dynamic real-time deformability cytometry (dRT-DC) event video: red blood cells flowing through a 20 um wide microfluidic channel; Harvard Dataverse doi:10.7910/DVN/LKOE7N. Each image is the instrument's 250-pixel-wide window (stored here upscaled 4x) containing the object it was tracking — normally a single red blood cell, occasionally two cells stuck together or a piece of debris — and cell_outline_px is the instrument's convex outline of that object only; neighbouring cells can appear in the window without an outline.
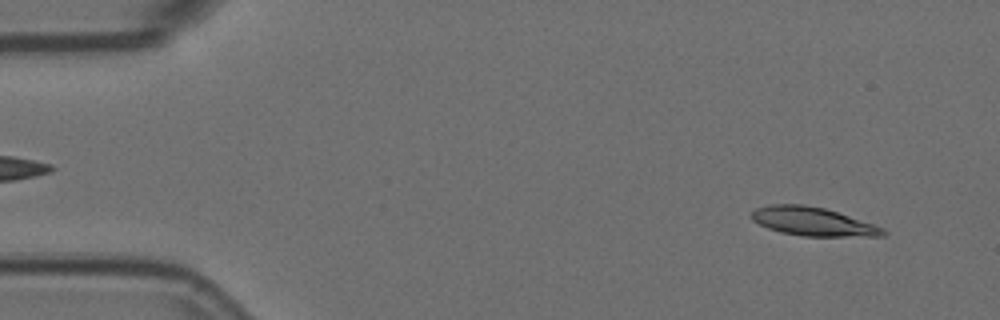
{"species": "Egyptian fruit bat (a non-hibernating species)", "species_latin": "Rousettus aegyptiacus", "temperature_condition": "room temperature", "stored_images_in_passage": 4, "camera_frame_rate_fps": 3000, "um_per_image_px": 0.085, "animal": {"sex": "female"}, "frame": {"image": 1, "passage_image": 1, "time_ms": 0.0, "image_size_px": [1000, 320], "cell_outline_px": [[888, 232], [884, 236], [800, 236], [780, 232], [768, 228], [752, 220], [748, 216], [756, 208], [772, 204], [804, 204], [824, 208], [884, 228]], "centroid_in_image_um": [69.05, 18.83], "position_along_channel_um": 16.0, "area_um2": 21.79}}
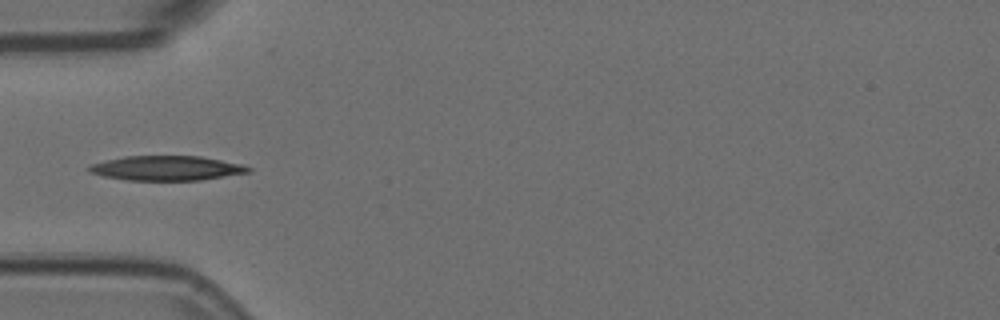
{"frame": {"image": 2, "passage_image": 4, "time_ms": 1.0, "image_size_px": [1000, 320], "cell_outline_px": [[252, 168], [248, 172], [200, 180], [124, 180], [104, 176], [88, 172], [88, 168], [92, 164], [104, 160], [124, 156], [200, 156], [240, 164]], "centroid_in_image_um": [14.1, 14.29], "position_along_channel_um": 70.9, "area_um2": 22.66}}